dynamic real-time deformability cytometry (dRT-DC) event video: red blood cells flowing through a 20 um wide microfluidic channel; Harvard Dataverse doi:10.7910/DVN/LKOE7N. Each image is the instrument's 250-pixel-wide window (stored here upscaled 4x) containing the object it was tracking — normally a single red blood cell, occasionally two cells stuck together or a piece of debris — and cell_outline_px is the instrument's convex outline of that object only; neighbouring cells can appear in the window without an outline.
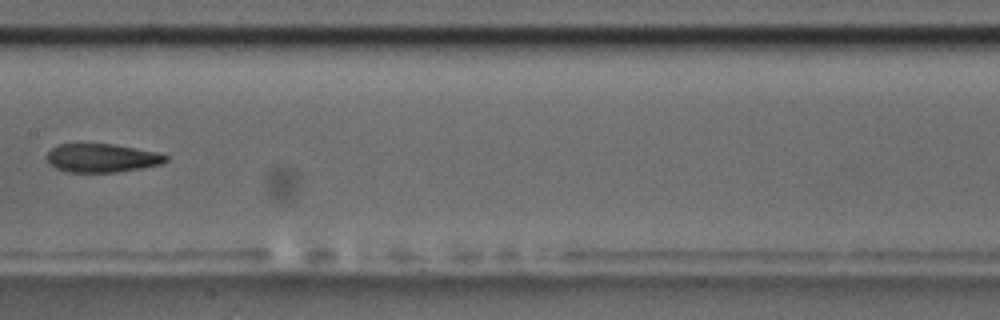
{"species": "common noctule bat (a hibernating species)", "species_latin": "Nyctalus noctula", "temperature_condition": "room temperature", "stored_images_in_passage": 9, "camera_frame_rate_fps": 3000, "um_per_image_px": 0.085, "animal": {"sex": "male", "body_mass_g": 17.5, "forearm_length_mm": 52.3}, "frame": {"image": 1, "passage_image": 8, "time_ms": 9.0, "image_size_px": [1000, 320], "cell_outline_px": [[168, 160], [160, 164], [140, 168], [116, 172], [68, 172], [56, 168], [48, 164], [44, 156], [52, 148], [60, 144], [112, 144], [156, 152], [168, 156]], "centroid_in_image_um": [8.6, 13.43], "position_along_channel_um": 198.8, "area_um2": 19.71}}
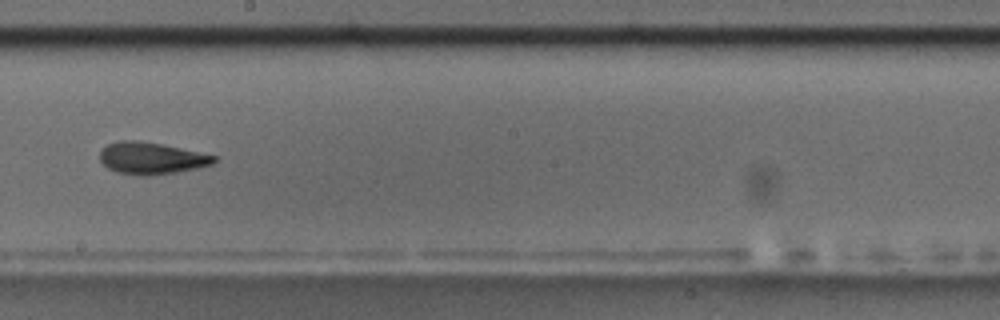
{"frame": {"image": 2, "passage_image": 9, "time_ms": 10.0, "image_size_px": [1000, 320], "cell_outline_px": [[216, 160], [212, 164], [196, 168], [176, 172], [144, 176], [120, 172], [108, 168], [100, 160], [100, 148], [116, 140], [136, 140], [160, 144], [180, 148], [216, 156]], "centroid_in_image_um": [12.82, 13.43], "position_along_channel_um": 235.4, "area_um2": 20.92}}